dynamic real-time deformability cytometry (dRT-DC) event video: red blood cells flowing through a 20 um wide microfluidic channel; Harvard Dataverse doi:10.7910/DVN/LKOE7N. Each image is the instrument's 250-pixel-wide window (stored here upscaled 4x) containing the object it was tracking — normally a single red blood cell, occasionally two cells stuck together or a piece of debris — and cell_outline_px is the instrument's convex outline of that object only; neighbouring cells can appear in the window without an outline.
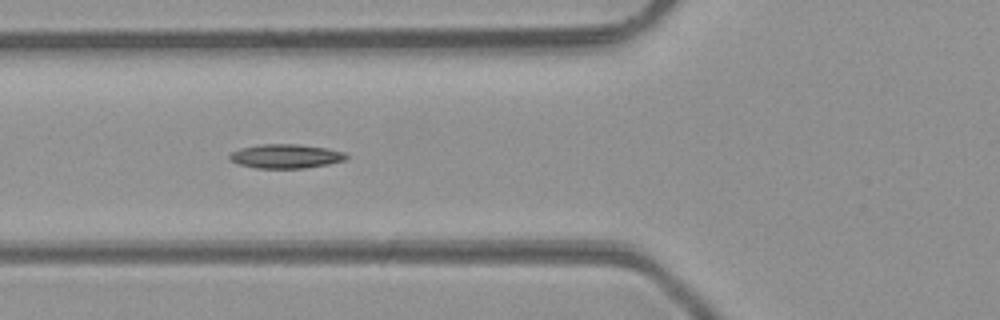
{"species": "common noctule bat (a hibernating species)", "species_latin": "Nyctalus noctula", "temperature_condition": "room temperature", "stored_images_in_passage": 37, "camera_frame_rate_fps": 3000, "um_per_image_px": 0.085, "animal": {"sex": "male", "body_mass_g": 23.1, "forearm_length_mm": 52.7}, "frame": {"image": 1, "passage_image": 6, "time_ms": 1.667, "image_size_px": [1000, 320], "cell_outline_px": [[348, 156], [344, 160], [328, 164], [304, 168], [256, 168], [240, 164], [228, 160], [228, 156], [232, 152], [240, 148], [260, 144], [296, 144], [324, 148], [344, 152]], "centroid_in_image_um": [24.24, 13.28], "position_along_channel_um": 101.6, "area_um2": 16.24}}
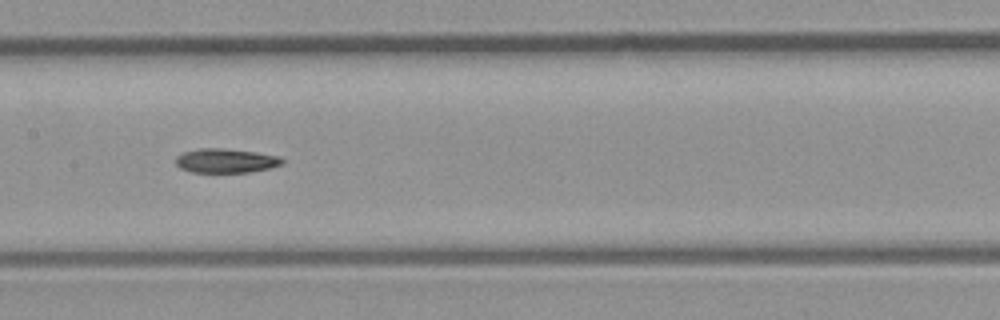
{"frame": {"image": 2, "passage_image": 12, "time_ms": 3.667, "image_size_px": [1000, 320], "cell_outline_px": [[284, 164], [272, 168], [248, 172], [192, 172], [180, 168], [176, 164], [176, 156], [184, 152], [200, 148], [224, 148], [256, 152], [280, 156], [284, 160]], "centroid_in_image_um": [19.23, 13.66], "position_along_channel_um": 188.2, "area_um2": 15.14}}
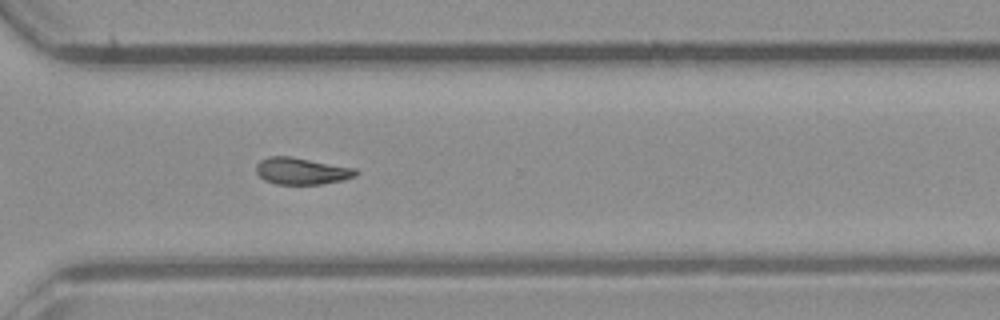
{"frame": {"image": 3, "passage_image": 23, "time_ms": 7.333, "image_size_px": [1000, 320], "cell_outline_px": [[360, 172], [356, 176], [344, 180], [320, 184], [276, 184], [264, 180], [256, 172], [256, 164], [260, 160], [268, 156], [292, 156], [356, 168]], "centroid_in_image_um": [25.66, 14.53], "position_along_channel_um": 344.9, "area_um2": 15.78}}